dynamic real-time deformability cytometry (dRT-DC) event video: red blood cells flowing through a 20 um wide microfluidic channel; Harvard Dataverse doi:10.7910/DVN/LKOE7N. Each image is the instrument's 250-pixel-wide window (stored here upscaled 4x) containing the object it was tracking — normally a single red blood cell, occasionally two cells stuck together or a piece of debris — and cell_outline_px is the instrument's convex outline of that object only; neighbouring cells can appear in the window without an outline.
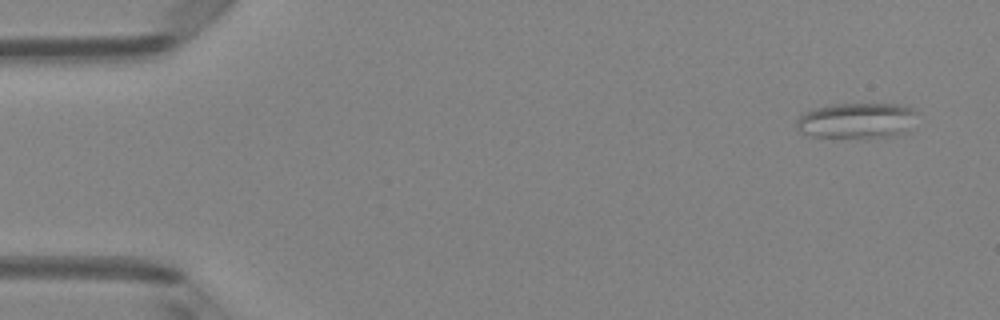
{"species": "Egyptian fruit bat (a non-hibernating species)", "species_latin": "Rousettus aegyptiacus", "temperature_condition": "room temperature", "stored_images_in_passage": 2, "camera_frame_rate_fps": 3000, "um_per_image_px": 0.085, "animal": {"sex": "female"}, "frame": {"image": 1, "passage_image": 1, "time_ms": 0.0, "image_size_px": [1000, 320], "cell_outline_px": [[916, 112], [904, 132], [892, 136], [812, 136], [800, 132], [796, 128], [796, 120], [804, 112], [816, 108], [832, 104], [896, 104], [912, 108]], "centroid_in_image_um": [72.74, 10.22], "position_along_channel_um": 12.3, "area_um2": 24.16}}